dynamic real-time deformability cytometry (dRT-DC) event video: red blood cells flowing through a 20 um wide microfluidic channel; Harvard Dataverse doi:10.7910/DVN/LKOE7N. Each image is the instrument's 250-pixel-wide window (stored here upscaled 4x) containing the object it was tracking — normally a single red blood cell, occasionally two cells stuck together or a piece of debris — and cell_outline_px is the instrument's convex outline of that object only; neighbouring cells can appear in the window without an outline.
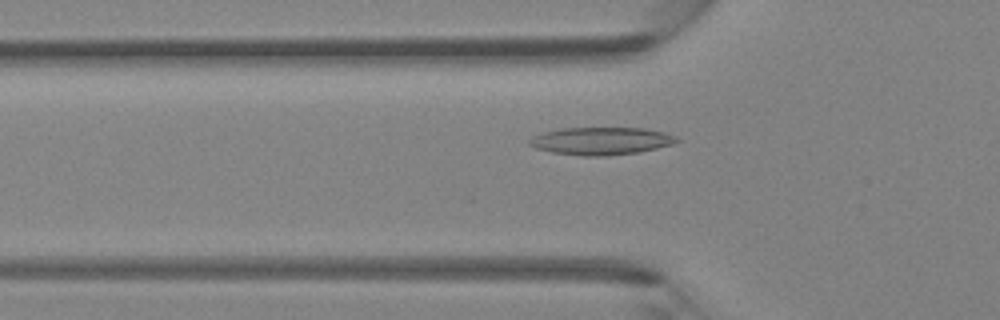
{"species": "Egyptian fruit bat (a non-hibernating species)", "species_latin": "Rousettus aegyptiacus", "temperature_condition": "room temperature", "stored_images_in_passage": 46, "camera_frame_rate_fps": 3000, "um_per_image_px": 0.085, "animal": {"sex": "female"}, "frame": {"image": 1, "passage_image": 16, "time_ms": 5.0, "image_size_px": [1000, 320], "cell_outline_px": [[680, 140], [672, 144], [640, 152], [608, 156], [580, 156], [552, 152], [536, 148], [528, 144], [528, 140], [532, 136], [544, 132], [560, 128], [644, 128], [664, 132], [676, 136]], "centroid_in_image_um": [51.08, 11.98], "position_along_channel_um": 74.7, "area_um2": 23.81}}
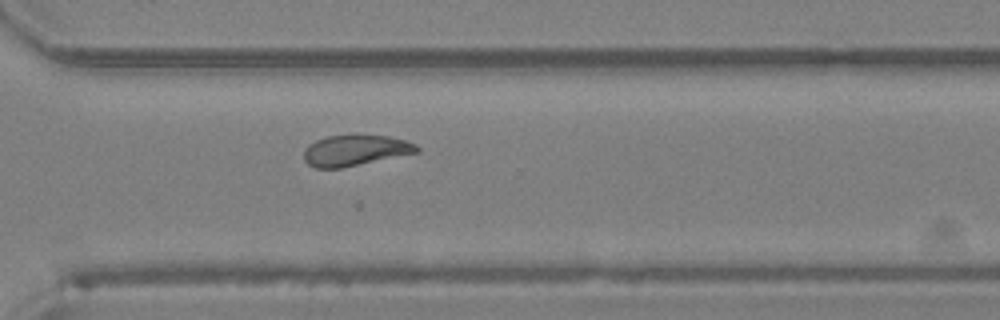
{"frame": {"image": 2, "passage_image": 34, "time_ms": 11.0, "image_size_px": [1000, 320], "cell_outline_px": [[420, 152], [340, 168], [316, 168], [308, 164], [304, 160], [304, 148], [308, 144], [316, 140], [328, 136], [388, 136], [404, 140], [416, 144], [420, 148]], "centroid_in_image_um": [30.18, 12.79], "position_along_channel_um": 340.4, "area_um2": 20.06}}
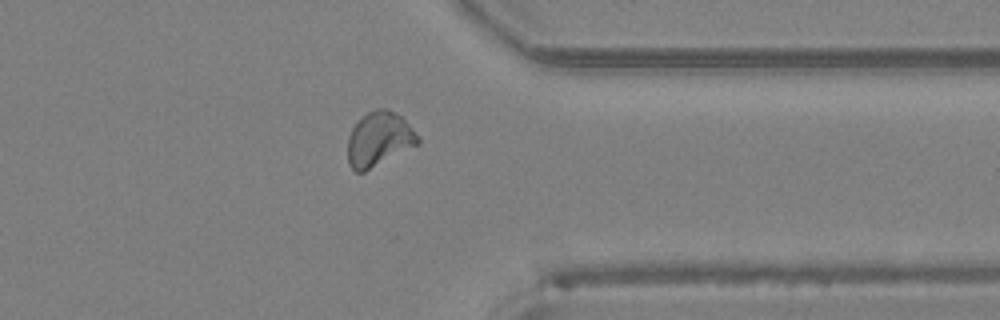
{"frame": {"image": 3, "passage_image": 37, "time_ms": 12.0, "image_size_px": [1000, 320], "cell_outline_px": [[420, 144], [364, 172], [356, 172], [348, 164], [348, 136], [352, 128], [368, 112], [376, 108], [388, 108], [400, 116], [408, 124], [420, 140]], "centroid_in_image_um": [32.21, 11.85], "position_along_channel_um": 379.2, "area_um2": 22.08}}